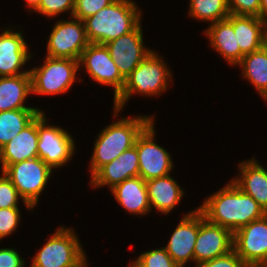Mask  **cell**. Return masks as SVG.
I'll list each match as a JSON object with an SVG mask.
<instances>
[{
  "label": "cell",
  "instance_id": "cell-1",
  "mask_svg": "<svg viewBox=\"0 0 267 267\" xmlns=\"http://www.w3.org/2000/svg\"><path fill=\"white\" fill-rule=\"evenodd\" d=\"M198 209L208 221L232 233L267 214L254 198L242 192L232 181L206 198Z\"/></svg>",
  "mask_w": 267,
  "mask_h": 267
},
{
  "label": "cell",
  "instance_id": "cell-2",
  "mask_svg": "<svg viewBox=\"0 0 267 267\" xmlns=\"http://www.w3.org/2000/svg\"><path fill=\"white\" fill-rule=\"evenodd\" d=\"M151 116L121 118L109 124L94 142L90 162L91 177L104 165L116 159L125 150L135 145L137 137L152 122Z\"/></svg>",
  "mask_w": 267,
  "mask_h": 267
},
{
  "label": "cell",
  "instance_id": "cell-3",
  "mask_svg": "<svg viewBox=\"0 0 267 267\" xmlns=\"http://www.w3.org/2000/svg\"><path fill=\"white\" fill-rule=\"evenodd\" d=\"M141 13L132 0H115L84 20L89 43L106 44L133 31L141 22Z\"/></svg>",
  "mask_w": 267,
  "mask_h": 267
},
{
  "label": "cell",
  "instance_id": "cell-4",
  "mask_svg": "<svg viewBox=\"0 0 267 267\" xmlns=\"http://www.w3.org/2000/svg\"><path fill=\"white\" fill-rule=\"evenodd\" d=\"M166 62L152 51L126 78L121 92L114 98V115L117 116L122 107L134 93L144 95H160L166 91L168 81L172 79Z\"/></svg>",
  "mask_w": 267,
  "mask_h": 267
},
{
  "label": "cell",
  "instance_id": "cell-5",
  "mask_svg": "<svg viewBox=\"0 0 267 267\" xmlns=\"http://www.w3.org/2000/svg\"><path fill=\"white\" fill-rule=\"evenodd\" d=\"M31 267H88L75 231L60 227L32 259Z\"/></svg>",
  "mask_w": 267,
  "mask_h": 267
},
{
  "label": "cell",
  "instance_id": "cell-6",
  "mask_svg": "<svg viewBox=\"0 0 267 267\" xmlns=\"http://www.w3.org/2000/svg\"><path fill=\"white\" fill-rule=\"evenodd\" d=\"M78 69V60L46 56L42 66L30 70L32 93L56 95L67 92Z\"/></svg>",
  "mask_w": 267,
  "mask_h": 267
},
{
  "label": "cell",
  "instance_id": "cell-7",
  "mask_svg": "<svg viewBox=\"0 0 267 267\" xmlns=\"http://www.w3.org/2000/svg\"><path fill=\"white\" fill-rule=\"evenodd\" d=\"M28 209H33L46 187L52 168L39 157L10 164L4 171Z\"/></svg>",
  "mask_w": 267,
  "mask_h": 267
},
{
  "label": "cell",
  "instance_id": "cell-8",
  "mask_svg": "<svg viewBox=\"0 0 267 267\" xmlns=\"http://www.w3.org/2000/svg\"><path fill=\"white\" fill-rule=\"evenodd\" d=\"M42 111L38 115V157L52 169L65 165L74 154L72 136L58 126H50Z\"/></svg>",
  "mask_w": 267,
  "mask_h": 267
},
{
  "label": "cell",
  "instance_id": "cell-9",
  "mask_svg": "<svg viewBox=\"0 0 267 267\" xmlns=\"http://www.w3.org/2000/svg\"><path fill=\"white\" fill-rule=\"evenodd\" d=\"M71 21L57 22L47 43V56L79 60L83 50L90 44L83 20L71 17Z\"/></svg>",
  "mask_w": 267,
  "mask_h": 267
},
{
  "label": "cell",
  "instance_id": "cell-10",
  "mask_svg": "<svg viewBox=\"0 0 267 267\" xmlns=\"http://www.w3.org/2000/svg\"><path fill=\"white\" fill-rule=\"evenodd\" d=\"M233 250L248 267H267V214L233 233Z\"/></svg>",
  "mask_w": 267,
  "mask_h": 267
},
{
  "label": "cell",
  "instance_id": "cell-11",
  "mask_svg": "<svg viewBox=\"0 0 267 267\" xmlns=\"http://www.w3.org/2000/svg\"><path fill=\"white\" fill-rule=\"evenodd\" d=\"M152 121L137 137L139 176L145 181L170 174L173 161L169 152L154 141L155 129Z\"/></svg>",
  "mask_w": 267,
  "mask_h": 267
},
{
  "label": "cell",
  "instance_id": "cell-12",
  "mask_svg": "<svg viewBox=\"0 0 267 267\" xmlns=\"http://www.w3.org/2000/svg\"><path fill=\"white\" fill-rule=\"evenodd\" d=\"M79 66H85L90 77L100 84L114 87V98L121 92L125 78L110 57L105 44L90 43L81 53Z\"/></svg>",
  "mask_w": 267,
  "mask_h": 267
},
{
  "label": "cell",
  "instance_id": "cell-13",
  "mask_svg": "<svg viewBox=\"0 0 267 267\" xmlns=\"http://www.w3.org/2000/svg\"><path fill=\"white\" fill-rule=\"evenodd\" d=\"M105 45L124 78L152 52L143 45L141 23L130 33L111 40Z\"/></svg>",
  "mask_w": 267,
  "mask_h": 267
},
{
  "label": "cell",
  "instance_id": "cell-14",
  "mask_svg": "<svg viewBox=\"0 0 267 267\" xmlns=\"http://www.w3.org/2000/svg\"><path fill=\"white\" fill-rule=\"evenodd\" d=\"M204 218L198 208L186 214L164 247L178 266L184 267L188 261L194 262L195 241L199 232V225Z\"/></svg>",
  "mask_w": 267,
  "mask_h": 267
},
{
  "label": "cell",
  "instance_id": "cell-15",
  "mask_svg": "<svg viewBox=\"0 0 267 267\" xmlns=\"http://www.w3.org/2000/svg\"><path fill=\"white\" fill-rule=\"evenodd\" d=\"M233 250V233L204 218L199 225L195 241L194 262L196 266L204 261L223 256Z\"/></svg>",
  "mask_w": 267,
  "mask_h": 267
},
{
  "label": "cell",
  "instance_id": "cell-16",
  "mask_svg": "<svg viewBox=\"0 0 267 267\" xmlns=\"http://www.w3.org/2000/svg\"><path fill=\"white\" fill-rule=\"evenodd\" d=\"M21 32H13L10 28L0 34V77L30 74V70L20 71L31 58Z\"/></svg>",
  "mask_w": 267,
  "mask_h": 267
},
{
  "label": "cell",
  "instance_id": "cell-17",
  "mask_svg": "<svg viewBox=\"0 0 267 267\" xmlns=\"http://www.w3.org/2000/svg\"><path fill=\"white\" fill-rule=\"evenodd\" d=\"M38 116L0 148L1 171L10 164L38 157Z\"/></svg>",
  "mask_w": 267,
  "mask_h": 267
},
{
  "label": "cell",
  "instance_id": "cell-18",
  "mask_svg": "<svg viewBox=\"0 0 267 267\" xmlns=\"http://www.w3.org/2000/svg\"><path fill=\"white\" fill-rule=\"evenodd\" d=\"M240 177L232 182L245 194L250 195L267 213V170L254 158L239 164Z\"/></svg>",
  "mask_w": 267,
  "mask_h": 267
},
{
  "label": "cell",
  "instance_id": "cell-19",
  "mask_svg": "<svg viewBox=\"0 0 267 267\" xmlns=\"http://www.w3.org/2000/svg\"><path fill=\"white\" fill-rule=\"evenodd\" d=\"M205 34L214 48L230 65H237L243 58L233 30V14L227 19L209 25Z\"/></svg>",
  "mask_w": 267,
  "mask_h": 267
},
{
  "label": "cell",
  "instance_id": "cell-20",
  "mask_svg": "<svg viewBox=\"0 0 267 267\" xmlns=\"http://www.w3.org/2000/svg\"><path fill=\"white\" fill-rule=\"evenodd\" d=\"M110 190L130 214L146 215L151 211L146 181L140 176L126 179Z\"/></svg>",
  "mask_w": 267,
  "mask_h": 267
},
{
  "label": "cell",
  "instance_id": "cell-21",
  "mask_svg": "<svg viewBox=\"0 0 267 267\" xmlns=\"http://www.w3.org/2000/svg\"><path fill=\"white\" fill-rule=\"evenodd\" d=\"M233 30L244 55L261 49L265 44L267 22L259 17L233 15Z\"/></svg>",
  "mask_w": 267,
  "mask_h": 267
},
{
  "label": "cell",
  "instance_id": "cell-22",
  "mask_svg": "<svg viewBox=\"0 0 267 267\" xmlns=\"http://www.w3.org/2000/svg\"><path fill=\"white\" fill-rule=\"evenodd\" d=\"M150 208L168 214L179 204L183 190L170 174L146 181Z\"/></svg>",
  "mask_w": 267,
  "mask_h": 267
},
{
  "label": "cell",
  "instance_id": "cell-23",
  "mask_svg": "<svg viewBox=\"0 0 267 267\" xmlns=\"http://www.w3.org/2000/svg\"><path fill=\"white\" fill-rule=\"evenodd\" d=\"M32 93L31 75L0 77V112L16 109H37L24 105V101Z\"/></svg>",
  "mask_w": 267,
  "mask_h": 267
},
{
  "label": "cell",
  "instance_id": "cell-24",
  "mask_svg": "<svg viewBox=\"0 0 267 267\" xmlns=\"http://www.w3.org/2000/svg\"><path fill=\"white\" fill-rule=\"evenodd\" d=\"M242 68V75L247 78L267 101V49H261L243 56L237 64Z\"/></svg>",
  "mask_w": 267,
  "mask_h": 267
},
{
  "label": "cell",
  "instance_id": "cell-25",
  "mask_svg": "<svg viewBox=\"0 0 267 267\" xmlns=\"http://www.w3.org/2000/svg\"><path fill=\"white\" fill-rule=\"evenodd\" d=\"M41 112L39 109L0 112V148L28 126Z\"/></svg>",
  "mask_w": 267,
  "mask_h": 267
},
{
  "label": "cell",
  "instance_id": "cell-26",
  "mask_svg": "<svg viewBox=\"0 0 267 267\" xmlns=\"http://www.w3.org/2000/svg\"><path fill=\"white\" fill-rule=\"evenodd\" d=\"M189 16L211 24L227 19L230 15L227 0H190Z\"/></svg>",
  "mask_w": 267,
  "mask_h": 267
},
{
  "label": "cell",
  "instance_id": "cell-27",
  "mask_svg": "<svg viewBox=\"0 0 267 267\" xmlns=\"http://www.w3.org/2000/svg\"><path fill=\"white\" fill-rule=\"evenodd\" d=\"M121 182H123L122 153L110 163L102 166L90 181L93 187L108 185L111 189Z\"/></svg>",
  "mask_w": 267,
  "mask_h": 267
},
{
  "label": "cell",
  "instance_id": "cell-28",
  "mask_svg": "<svg viewBox=\"0 0 267 267\" xmlns=\"http://www.w3.org/2000/svg\"><path fill=\"white\" fill-rule=\"evenodd\" d=\"M131 267H180L178 266L165 248L146 251L130 264Z\"/></svg>",
  "mask_w": 267,
  "mask_h": 267
},
{
  "label": "cell",
  "instance_id": "cell-29",
  "mask_svg": "<svg viewBox=\"0 0 267 267\" xmlns=\"http://www.w3.org/2000/svg\"><path fill=\"white\" fill-rule=\"evenodd\" d=\"M115 0H74L73 17L85 20Z\"/></svg>",
  "mask_w": 267,
  "mask_h": 267
},
{
  "label": "cell",
  "instance_id": "cell-30",
  "mask_svg": "<svg viewBox=\"0 0 267 267\" xmlns=\"http://www.w3.org/2000/svg\"><path fill=\"white\" fill-rule=\"evenodd\" d=\"M22 199L17 188L11 180L2 172L0 177V209L1 208H18V200Z\"/></svg>",
  "mask_w": 267,
  "mask_h": 267
},
{
  "label": "cell",
  "instance_id": "cell-31",
  "mask_svg": "<svg viewBox=\"0 0 267 267\" xmlns=\"http://www.w3.org/2000/svg\"><path fill=\"white\" fill-rule=\"evenodd\" d=\"M68 10L70 11V17H72L74 11V0H41L39 7L35 10V12L37 11L38 13L51 18Z\"/></svg>",
  "mask_w": 267,
  "mask_h": 267
},
{
  "label": "cell",
  "instance_id": "cell-32",
  "mask_svg": "<svg viewBox=\"0 0 267 267\" xmlns=\"http://www.w3.org/2000/svg\"><path fill=\"white\" fill-rule=\"evenodd\" d=\"M19 208L0 209V241L3 237L11 235L19 225Z\"/></svg>",
  "mask_w": 267,
  "mask_h": 267
},
{
  "label": "cell",
  "instance_id": "cell-33",
  "mask_svg": "<svg viewBox=\"0 0 267 267\" xmlns=\"http://www.w3.org/2000/svg\"><path fill=\"white\" fill-rule=\"evenodd\" d=\"M230 14L259 17L260 0H227Z\"/></svg>",
  "mask_w": 267,
  "mask_h": 267
},
{
  "label": "cell",
  "instance_id": "cell-34",
  "mask_svg": "<svg viewBox=\"0 0 267 267\" xmlns=\"http://www.w3.org/2000/svg\"><path fill=\"white\" fill-rule=\"evenodd\" d=\"M123 181L139 176L138 152L134 145L122 153Z\"/></svg>",
  "mask_w": 267,
  "mask_h": 267
},
{
  "label": "cell",
  "instance_id": "cell-35",
  "mask_svg": "<svg viewBox=\"0 0 267 267\" xmlns=\"http://www.w3.org/2000/svg\"><path fill=\"white\" fill-rule=\"evenodd\" d=\"M196 267H248L240 256L231 250L229 253L216 257L212 260L204 261L198 264Z\"/></svg>",
  "mask_w": 267,
  "mask_h": 267
},
{
  "label": "cell",
  "instance_id": "cell-36",
  "mask_svg": "<svg viewBox=\"0 0 267 267\" xmlns=\"http://www.w3.org/2000/svg\"><path fill=\"white\" fill-rule=\"evenodd\" d=\"M23 259L13 248L0 249V267H24Z\"/></svg>",
  "mask_w": 267,
  "mask_h": 267
},
{
  "label": "cell",
  "instance_id": "cell-37",
  "mask_svg": "<svg viewBox=\"0 0 267 267\" xmlns=\"http://www.w3.org/2000/svg\"><path fill=\"white\" fill-rule=\"evenodd\" d=\"M259 18L267 22V0H260Z\"/></svg>",
  "mask_w": 267,
  "mask_h": 267
},
{
  "label": "cell",
  "instance_id": "cell-38",
  "mask_svg": "<svg viewBox=\"0 0 267 267\" xmlns=\"http://www.w3.org/2000/svg\"><path fill=\"white\" fill-rule=\"evenodd\" d=\"M27 2V7H31L32 10H36L39 7L41 0H25Z\"/></svg>",
  "mask_w": 267,
  "mask_h": 267
},
{
  "label": "cell",
  "instance_id": "cell-39",
  "mask_svg": "<svg viewBox=\"0 0 267 267\" xmlns=\"http://www.w3.org/2000/svg\"><path fill=\"white\" fill-rule=\"evenodd\" d=\"M264 47L267 49V34H266V38H265V44Z\"/></svg>",
  "mask_w": 267,
  "mask_h": 267
}]
</instances>
